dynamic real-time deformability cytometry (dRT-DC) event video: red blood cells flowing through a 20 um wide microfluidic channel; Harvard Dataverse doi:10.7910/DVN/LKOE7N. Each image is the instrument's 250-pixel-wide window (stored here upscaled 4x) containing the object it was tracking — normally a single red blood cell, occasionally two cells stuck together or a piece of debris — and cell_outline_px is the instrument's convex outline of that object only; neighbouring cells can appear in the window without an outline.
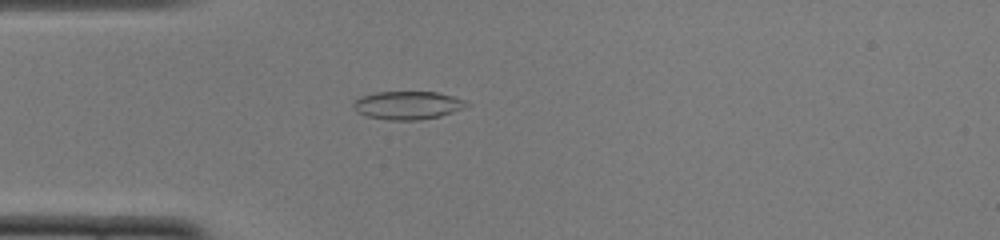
{"species": "common noctule bat (a hibernating species)", "species_latin": "Nyctalus noctula", "temperature_condition": "cold", "stored_images_in_passage": 51, "camera_frame_rate_fps": 3000, "um_per_image_px": 0.085, "animal": {"sex": "female", "body_mass_g": 22.0, "forearm_length_mm": 56.7}, "frame": {"image": 1, "passage_image": 14, "time_ms": 4.333, "image_size_px": [1000, 240], "cell_outline_px": [[472, 104], [464, 108], [440, 116], [416, 120], [388, 120], [364, 116], [356, 112], [352, 108], [352, 104], [360, 96], [376, 92], [436, 92], [452, 96], [464, 100]], "centroid_in_image_um": [34.61, 8.95], "position_along_channel_um": 50.4, "area_um2": 18.73}}
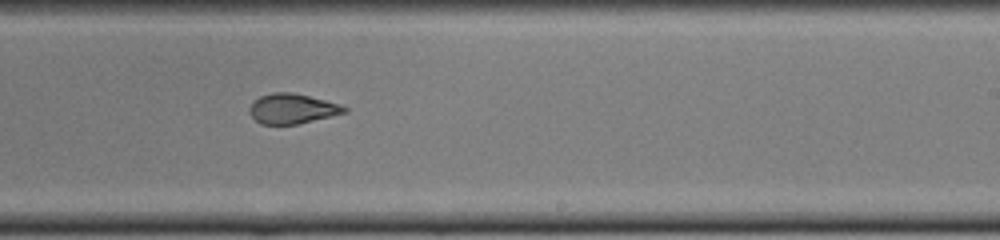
{"frame": {"image": 2, "passage_image": 31, "time_ms": 10.0, "image_size_px": [1000, 240], "cell_outline_px": [[348, 112], [296, 124], [260, 124], [248, 112], [248, 108], [260, 96], [272, 92], [292, 92], [340, 104], [348, 108]], "centroid_in_image_um": [24.83, 9.23], "position_along_channel_um": 264.2, "area_um2": 16.42}}
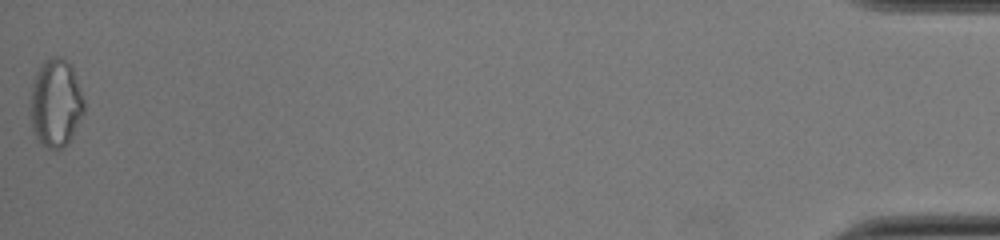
{"frame": {"image": 3, "passage_image": 51, "time_ms": 16.667, "image_size_px": [1000, 240], "cell_outline_px": [[84, 112], [72, 136], [60, 148], [48, 148], [36, 140], [32, 128], [32, 80], [40, 64], [44, 60], [52, 56], [60, 56], [72, 64], [84, 100]], "centroid_in_image_um": [4.75, 8.7], "position_along_channel_um": 430.5, "area_um2": 27.4}, "authors_computed_cell_mechanics": {"area_um2": 18.207, "velocity_mm_per_s": 3.9305, "shape_relaxation_time_tau1_ms": null, "shape_relaxation_time_tau2_ms": 1.3222, "deformation_change_tau1": null, "deformation_change_tau2": 0.0694}}